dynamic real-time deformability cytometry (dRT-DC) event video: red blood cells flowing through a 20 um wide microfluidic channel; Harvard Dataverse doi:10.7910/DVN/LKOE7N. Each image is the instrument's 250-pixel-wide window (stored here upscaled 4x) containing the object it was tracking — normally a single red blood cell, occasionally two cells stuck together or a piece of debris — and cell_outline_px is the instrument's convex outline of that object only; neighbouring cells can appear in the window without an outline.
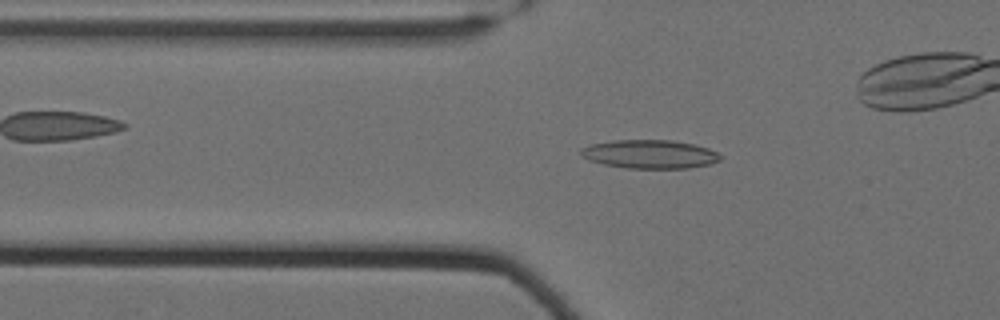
{"species": "Egyptian fruit bat (a non-hibernating species)", "species_latin": "Rousettus aegyptiacus", "temperature_condition": "cold", "stored_images_in_passage": 61, "camera_frame_rate_fps": 3000, "um_per_image_px": 0.085, "animal": {"sex": "female"}, "frame": {"image": 1, "passage_image": 23, "time_ms": 7.333, "image_size_px": [1000, 320], "cell_outline_px": [[720, 160], [708, 164], [688, 168], [628, 168], [604, 164], [588, 160], [580, 156], [580, 148], [592, 144], [612, 140], [672, 140], [692, 144], [708, 148], [716, 152], [720, 156]], "centroid_in_image_um": [55.18, 13.1], "position_along_channel_um": 70.6, "area_um2": 23.12}}
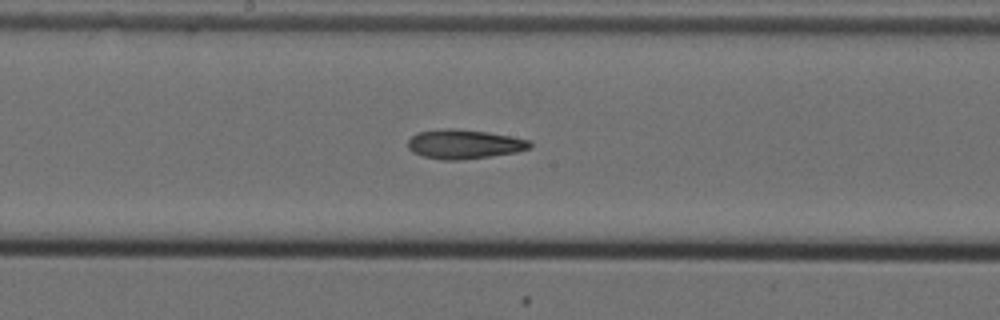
{"frame": {"image": 2, "passage_image": 35, "time_ms": 11.333, "image_size_px": [1000, 320], "cell_outline_px": [[532, 148], [516, 152], [460, 160], [444, 160], [424, 156], [412, 152], [408, 148], [408, 140], [416, 132], [444, 128], [456, 128], [488, 132], [532, 140]], "centroid_in_image_um": [39.46, 12.24], "position_along_channel_um": 208.7, "area_um2": 20.92}}
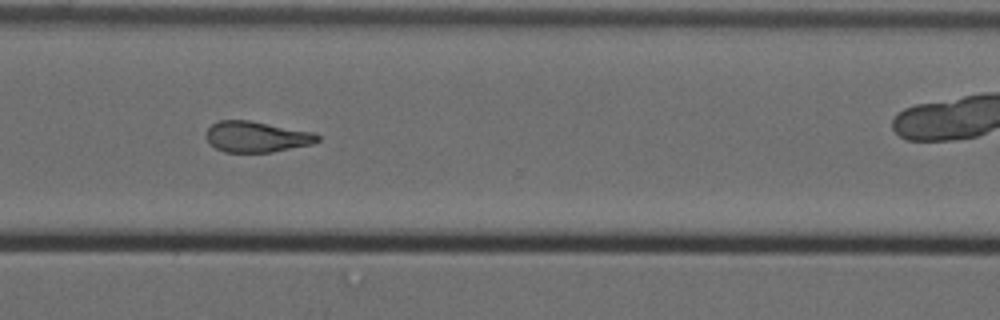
{"frame": {"image": 3, "passage_image": 47, "time_ms": 15.333, "image_size_px": [1000, 320], "cell_outline_px": [[320, 140], [312, 144], [272, 152], [224, 152], [208, 144], [204, 136], [204, 132], [212, 124], [220, 120], [248, 120], [316, 132], [320, 136]], "centroid_in_image_um": [21.79, 11.62], "position_along_channel_um": 348.8, "area_um2": 20.35}, "authors_computed_cell_mechanics": {"area_um2": 20.808, "velocity_mm_per_s": 3.5106, "shape_relaxation_time_tau1_ms": 10.1567, "shape_relaxation_time_tau2_ms": 5.0345, "deformation_change_tau1": 0.2154, "deformation_change_tau2": 0.1353}}